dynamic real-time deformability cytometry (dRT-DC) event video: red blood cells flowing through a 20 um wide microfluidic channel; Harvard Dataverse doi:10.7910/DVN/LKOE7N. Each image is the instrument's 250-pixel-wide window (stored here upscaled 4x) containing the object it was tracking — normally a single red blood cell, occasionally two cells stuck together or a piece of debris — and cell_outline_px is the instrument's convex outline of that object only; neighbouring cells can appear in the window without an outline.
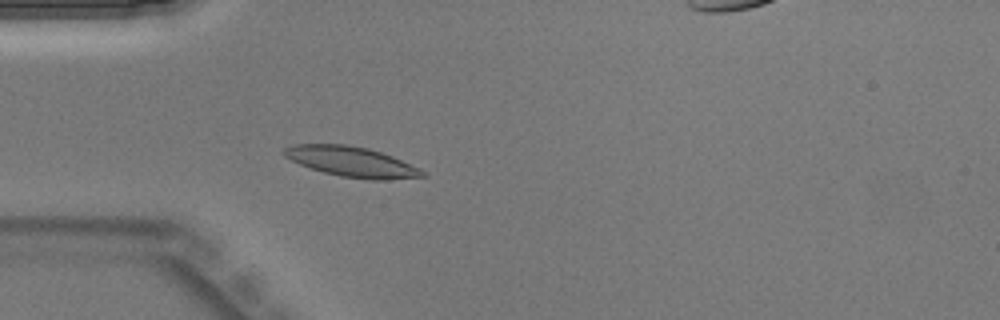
{"species": "Egyptian fruit bat (a non-hibernating species)", "species_latin": "Rousettus aegyptiacus", "temperature_condition": "warm", "stored_images_in_passage": 46, "camera_frame_rate_fps": 3000, "um_per_image_px": 0.085, "animal": {"sex": "male"}, "frame": {"image": 1, "passage_image": 14, "time_ms": 4.333, "image_size_px": [1000, 320], "cell_outline_px": [[428, 176], [388, 180], [368, 180], [340, 176], [324, 172], [300, 164], [284, 156], [280, 152], [284, 148], [292, 144], [344, 144], [368, 148], [392, 156], [420, 168], [428, 172]], "centroid_in_image_um": [29.92, 13.75], "position_along_channel_um": 55.1, "area_um2": 24.51}}